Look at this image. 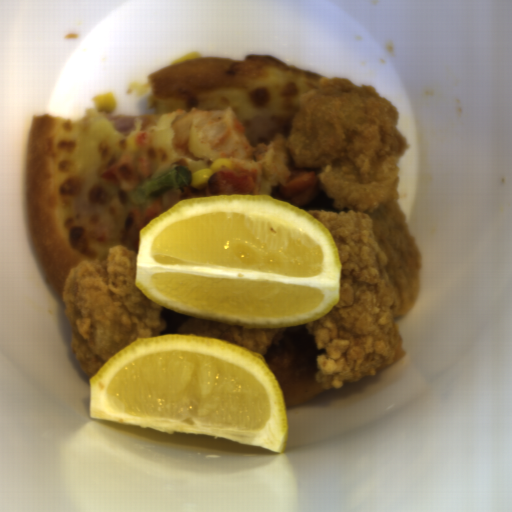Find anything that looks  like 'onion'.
I'll use <instances>...</instances> for the list:
<instances>
[{
    "label": "onion",
    "instance_id": "1",
    "mask_svg": "<svg viewBox=\"0 0 512 512\" xmlns=\"http://www.w3.org/2000/svg\"><path fill=\"white\" fill-rule=\"evenodd\" d=\"M134 124V118L132 117H119V118H115V124L114 126L119 130V131H128L129 129L132 128Z\"/></svg>",
    "mask_w": 512,
    "mask_h": 512
}]
</instances>
